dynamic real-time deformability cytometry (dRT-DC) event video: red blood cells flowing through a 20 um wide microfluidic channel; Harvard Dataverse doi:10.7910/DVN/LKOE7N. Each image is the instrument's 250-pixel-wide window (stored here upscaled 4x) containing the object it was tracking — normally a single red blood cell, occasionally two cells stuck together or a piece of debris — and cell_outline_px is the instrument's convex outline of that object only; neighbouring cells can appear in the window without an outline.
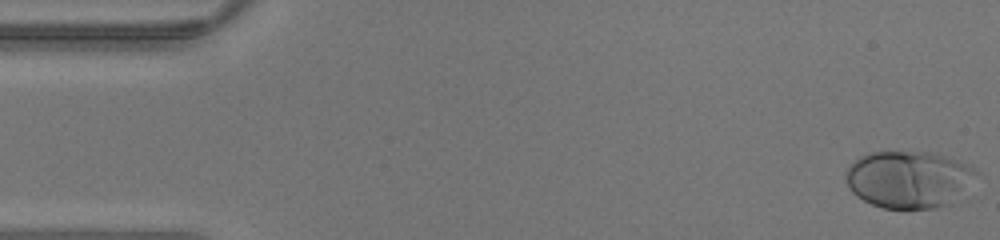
{"species": "human", "species_latin": "Homo sapiens", "temperature_condition": "warm", "stored_images_in_passage": 35, "camera_frame_rate_fps": 3000, "um_per_image_px": 0.085, "donor": {"sex": "male"}, "frame": {"image": 1, "passage_image": 1, "time_ms": 0.0, "image_size_px": [1000, 240], "cell_outline_px": [[980, 172], [972, 196], [968, 200], [936, 208], [884, 208], [872, 204], [856, 196], [848, 188], [844, 176], [844, 172], [860, 156], [868, 152], [936, 152], [956, 160]], "centroid_in_image_um": [77.4, 15.28], "position_along_channel_um": 7.6, "area_um2": 45.14}}
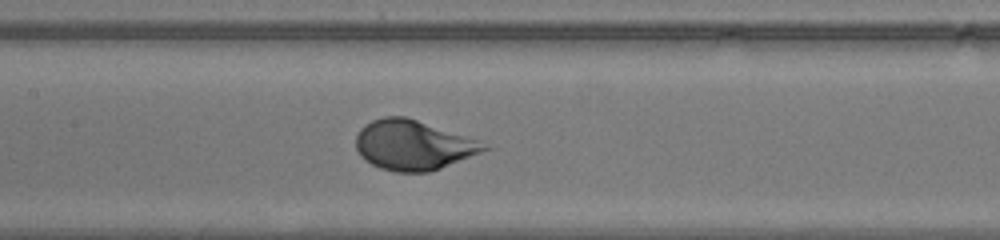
{"frame": {"image": 2, "passage_image": 20, "time_ms": 6.333, "image_size_px": [1000, 240], "cell_outline_px": [[492, 148], [440, 168], [428, 172], [396, 172], [380, 168], [364, 160], [360, 156], [356, 148], [356, 136], [360, 128], [372, 120], [384, 116], [404, 116], [480, 140], [492, 144]], "centroid_in_image_um": [35.14, 12.33], "position_along_channel_um": 172.3, "area_um2": 37.28}}
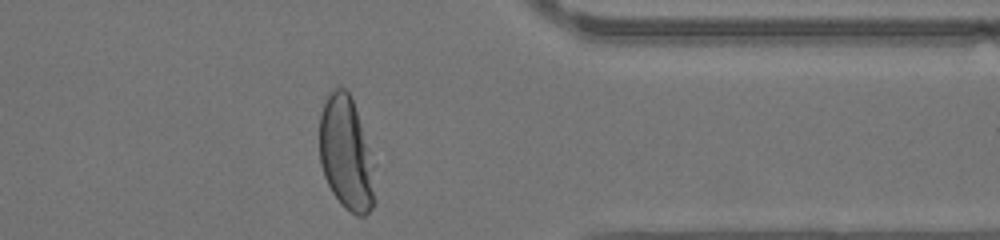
{"frame": {"image": 3, "passage_image": 34, "time_ms": 11.0, "image_size_px": [1000, 240], "cell_outline_px": [[376, 204], [364, 216], [356, 216], [344, 208], [340, 204], [332, 192], [324, 176], [320, 164], [320, 116], [324, 104], [328, 96], [336, 88], [344, 88], [348, 92], [352, 100], [368, 148], [372, 168], [376, 200]], "centroid_in_image_um": [29.41, 13.15], "position_along_channel_um": 382.0, "area_um2": 35.95}}